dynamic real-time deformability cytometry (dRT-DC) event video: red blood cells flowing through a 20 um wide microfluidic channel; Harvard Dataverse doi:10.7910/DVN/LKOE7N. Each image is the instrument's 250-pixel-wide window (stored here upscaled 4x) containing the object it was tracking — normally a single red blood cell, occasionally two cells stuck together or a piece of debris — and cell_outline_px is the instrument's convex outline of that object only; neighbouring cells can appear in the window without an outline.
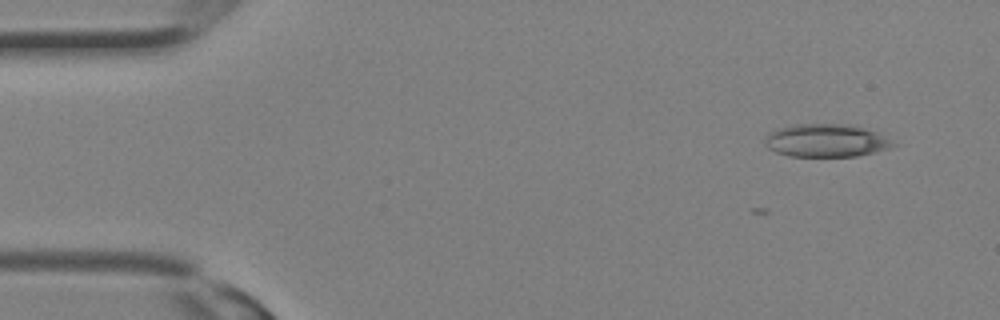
{"species": "Egyptian fruit bat (a non-hibernating species)", "species_latin": "Rousettus aegyptiacus", "temperature_condition": "room temperature", "stored_images_in_passage": 3, "camera_frame_rate_fps": 3000, "um_per_image_px": 0.085, "animal": {"sex": "female"}, "frame": {"image": 1, "passage_image": 3, "time_ms": 0.667, "image_size_px": [1000, 320], "cell_outline_px": [[896, 144], [888, 148], [856, 156], [788, 156], [776, 152], [768, 148], [764, 144], [764, 140], [768, 132], [780, 128], [796, 124], [848, 124], [864, 128], [876, 132]], "centroid_in_image_um": [70.15, 11.94], "position_along_channel_um": 14.8, "area_um2": 24.33}}